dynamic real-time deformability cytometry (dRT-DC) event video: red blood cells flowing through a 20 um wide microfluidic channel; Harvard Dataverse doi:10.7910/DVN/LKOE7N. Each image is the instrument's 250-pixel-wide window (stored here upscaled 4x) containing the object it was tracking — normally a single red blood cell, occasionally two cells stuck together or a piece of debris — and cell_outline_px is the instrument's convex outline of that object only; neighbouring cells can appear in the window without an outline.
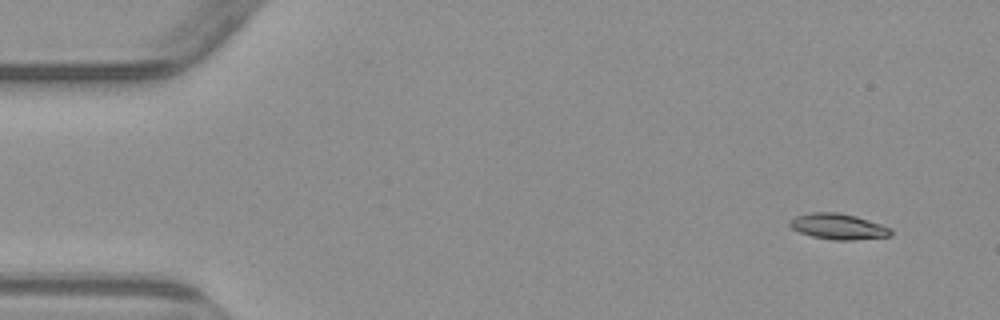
{"species": "common noctule bat (a hibernating species)", "species_latin": "Nyctalus noctula", "temperature_condition": "warm", "stored_images_in_passage": 5, "camera_frame_rate_fps": 3000, "um_per_image_px": 0.085, "animal": {"sex": "male", "body_mass_g": 23.1, "forearm_length_mm": 52.7}, "frame": {"image": 1, "passage_image": 1, "time_ms": 0.0, "image_size_px": [1000, 320], "cell_outline_px": [[892, 236], [852, 240], [832, 240], [812, 236], [800, 232], [792, 228], [788, 224], [788, 220], [796, 216], [812, 212], [836, 212], [856, 216], [892, 228]], "centroid_in_image_um": [71.25, 19.25], "position_along_channel_um": 13.8, "area_um2": 15.2}}
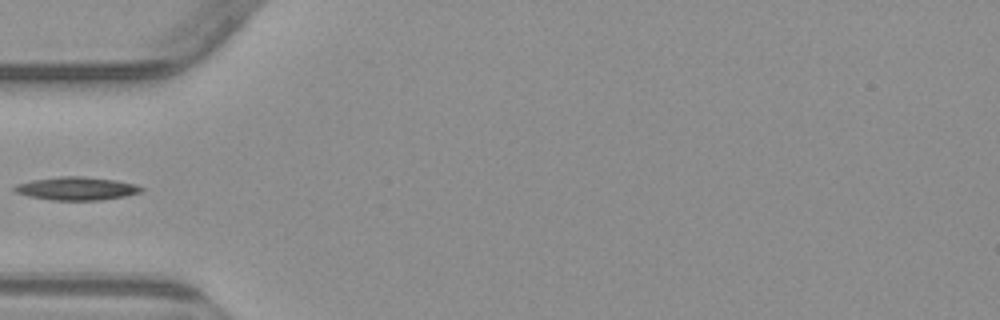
{"frame": {"image": 2, "passage_image": 4, "time_ms": 4.667, "image_size_px": [1000, 320], "cell_outline_px": [[144, 188], [140, 192], [124, 196], [100, 200], [52, 200], [28, 196], [16, 192], [12, 188], [16, 184], [32, 180], [60, 176], [84, 176], [116, 180], [136, 184]], "centroid_in_image_um": [6.5, 16.01], "position_along_channel_um": 78.5, "area_um2": 17.11}}
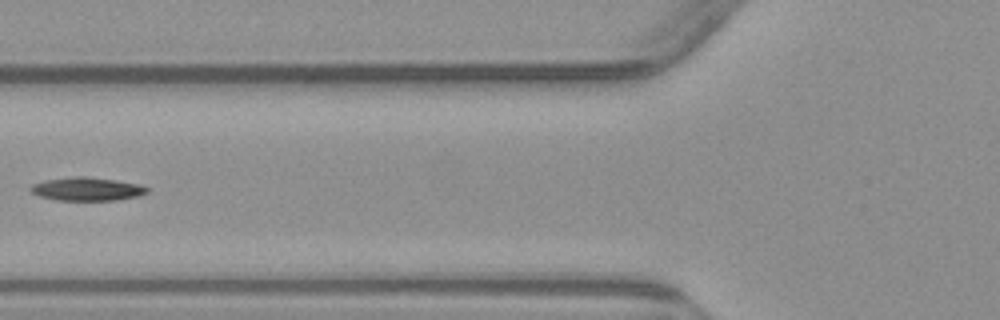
{"frame": {"image": 3, "passage_image": 5, "time_ms": 5.667, "image_size_px": [1000, 320], "cell_outline_px": [[148, 192], [140, 196], [116, 200], [56, 200], [40, 196], [32, 192], [28, 188], [32, 184], [44, 180], [72, 176], [84, 176], [116, 180], [140, 184], [148, 188]], "centroid_in_image_um": [7.39, 16.06], "position_along_channel_um": 118.4, "area_um2": 15.95}}